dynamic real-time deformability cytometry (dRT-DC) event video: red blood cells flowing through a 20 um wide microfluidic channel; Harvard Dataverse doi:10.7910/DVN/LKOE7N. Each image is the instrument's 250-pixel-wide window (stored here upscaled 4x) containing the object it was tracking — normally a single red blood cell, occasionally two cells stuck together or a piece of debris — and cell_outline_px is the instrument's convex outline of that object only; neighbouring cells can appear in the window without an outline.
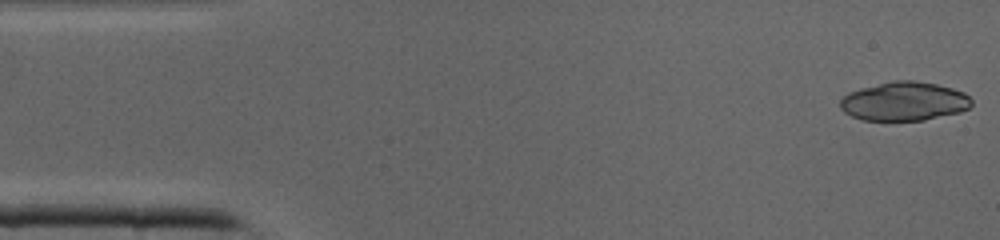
{"species": "common noctule bat (a hibernating species)", "species_latin": "Nyctalus noctula", "temperature_condition": "cold", "stored_images_in_passage": 40, "camera_frame_rate_fps": 3000, "um_per_image_px": 0.085, "animal": {"sex": "male", "body_mass_g": 19.0, "forearm_length_mm": 50.8}, "frame": {"image": 1, "passage_image": 1, "time_ms": 0.0, "image_size_px": [1000, 240], "cell_outline_px": [[972, 104], [968, 108], [960, 112], [924, 120], [864, 120], [852, 116], [844, 112], [840, 108], [840, 100], [848, 92], [860, 88], [892, 80], [912, 80], [936, 84], [952, 88], [964, 92], [972, 100]], "centroid_in_image_um": [76.85, 8.6], "position_along_channel_um": 8.2, "area_um2": 29.77}}